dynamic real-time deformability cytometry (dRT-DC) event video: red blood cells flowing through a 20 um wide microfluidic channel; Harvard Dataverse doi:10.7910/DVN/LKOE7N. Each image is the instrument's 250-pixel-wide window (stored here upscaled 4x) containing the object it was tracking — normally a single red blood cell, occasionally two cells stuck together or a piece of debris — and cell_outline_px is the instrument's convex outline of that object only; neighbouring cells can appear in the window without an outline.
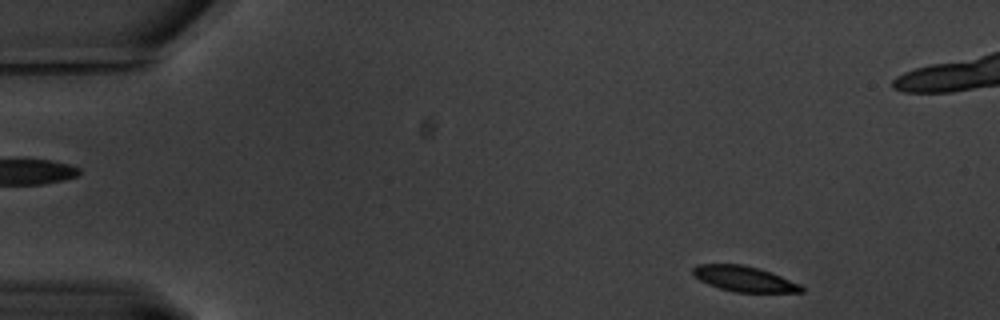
{"species": "common noctule bat (a hibernating species)", "species_latin": "Nyctalus noctula", "temperature_condition": "warm", "stored_images_in_passage": 59, "camera_frame_rate_fps": 3000, "um_per_image_px": 0.085, "animal": {"sex": "male", "body_mass_g": 20.1, "forearm_length_mm": 53.5}, "frame": {"image": 1, "passage_image": 3, "time_ms": 0.667, "image_size_px": [1000, 320], "cell_outline_px": [[804, 292], [736, 292], [720, 288], [708, 284], [692, 276], [692, 268], [696, 264], [740, 264], [760, 268], [772, 272], [800, 284], [804, 288]], "centroid_in_image_um": [63.24, 23.69], "position_along_channel_um": 21.8, "area_um2": 16.18}}
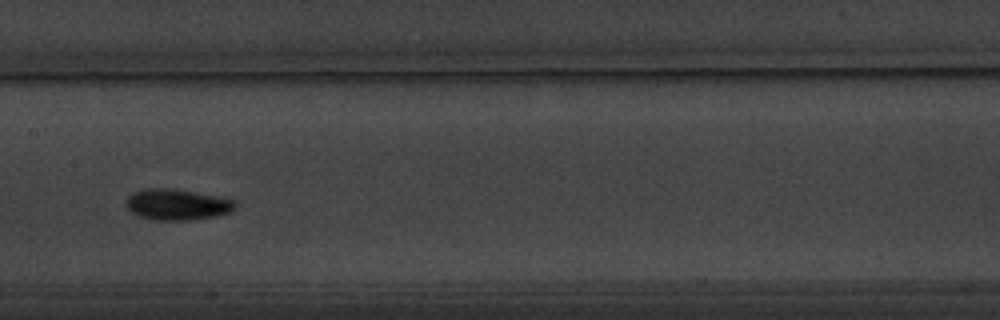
{"frame": {"image": 2, "passage_image": 27, "time_ms": 8.667, "image_size_px": [1000, 320], "cell_outline_px": [[236, 208], [232, 212], [212, 216], [188, 220], [156, 220], [140, 216], [132, 212], [124, 204], [128, 196], [132, 192], [144, 188], [168, 188], [192, 192], [232, 200], [236, 204]], "centroid_in_image_um": [14.99, 17.38], "position_along_channel_um": 192.4, "area_um2": 19.36}}
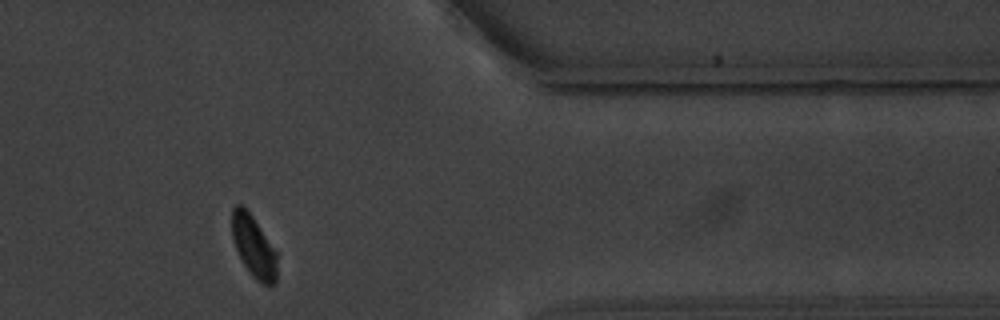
{"frame": {"image": 3, "passage_image": 47, "time_ms": 15.333, "image_size_px": [1000, 320], "cell_outline_px": [[276, 284], [264, 284], [256, 280], [252, 276], [244, 264], [232, 240], [232, 208], [236, 204], [240, 204], [252, 216], [276, 252]], "centroid_in_image_um": [21.54, 20.96], "position_along_channel_um": 389.9, "area_um2": 15.78}, "authors_computed_cell_mechanics": {"area_um2": 17.6868, "velocity_mm_per_s": 3.2364, "shape_relaxation_time_tau1_ms": 2.1746, "shape_relaxation_time_tau2_ms": 4.6711, "deformation_change_tau1": 0.1217, "deformation_change_tau2": 0.0599}}